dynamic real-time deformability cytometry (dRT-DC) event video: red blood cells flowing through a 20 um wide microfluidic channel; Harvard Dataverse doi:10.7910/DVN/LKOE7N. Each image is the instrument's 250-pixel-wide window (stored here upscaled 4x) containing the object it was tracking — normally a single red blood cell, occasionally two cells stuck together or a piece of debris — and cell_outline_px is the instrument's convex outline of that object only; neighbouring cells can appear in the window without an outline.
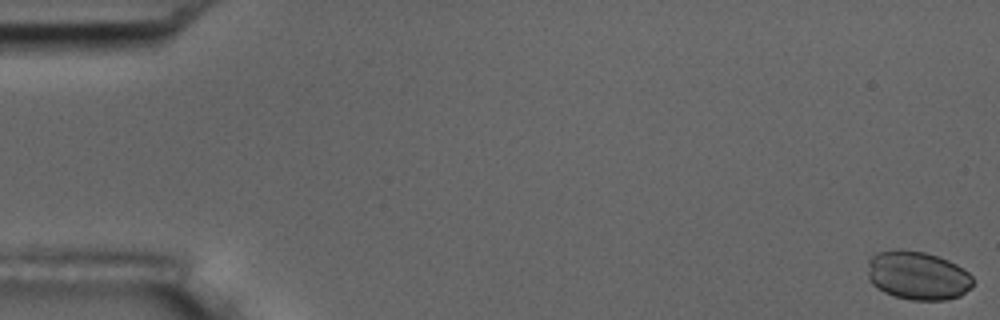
{"species": "common noctule bat (a hibernating species)", "species_latin": "Nyctalus noctula", "temperature_condition": "room temperature", "stored_images_in_passage": 6, "camera_frame_rate_fps": 3000, "um_per_image_px": 0.085, "animal": {"sex": "male", "body_mass_g": 17.5, "forearm_length_mm": 52.3}, "frame": {"image": 1, "passage_image": 1, "time_ms": 0.0, "image_size_px": [1000, 320], "cell_outline_px": [[972, 288], [960, 296], [944, 300], [912, 300], [896, 296], [884, 292], [876, 288], [868, 280], [868, 260], [876, 252], [900, 248], [924, 252], [948, 260], [964, 268], [972, 276]], "centroid_in_image_um": [77.99, 23.41], "position_along_channel_um": 7.0, "area_um2": 30.11}}
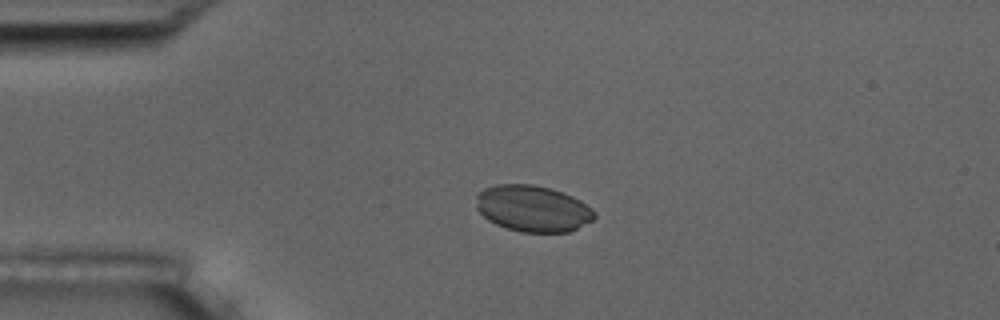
{"frame": {"image": 2, "passage_image": 5, "time_ms": 4.333, "image_size_px": [1000, 320], "cell_outline_px": [[596, 216], [592, 220], [568, 232], [520, 232], [496, 224], [488, 220], [476, 208], [476, 192], [484, 188], [496, 184], [532, 184], [548, 188], [572, 196], [580, 200], [592, 208], [596, 212]], "centroid_in_image_um": [45.26, 17.72], "position_along_channel_um": 39.7, "area_um2": 31.91}}